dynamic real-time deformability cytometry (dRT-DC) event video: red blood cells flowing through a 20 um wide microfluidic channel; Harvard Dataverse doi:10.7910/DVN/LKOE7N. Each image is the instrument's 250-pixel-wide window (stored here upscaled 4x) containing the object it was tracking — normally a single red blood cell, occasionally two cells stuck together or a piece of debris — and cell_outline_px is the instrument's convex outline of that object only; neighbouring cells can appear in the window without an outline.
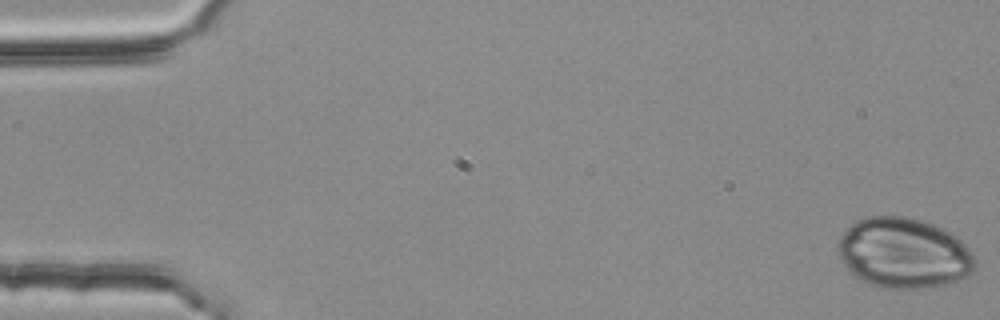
{"species": "common noctule bat (a hibernating species)", "species_latin": "Nyctalus noctula", "temperature_condition": "room temperature", "stored_images_in_passage": 53, "camera_frame_rate_fps": 3000, "um_per_image_px": 0.085, "animal": {"sex": "female", "body_mass_g": 25.1}, "frame": {"image": 1, "passage_image": 1, "time_ms": 0.0, "image_size_px": [1000, 320], "cell_outline_px": [[976, 268], [972, 272], [956, 280], [944, 284], [924, 288], [880, 288], [868, 284], [856, 276], [844, 264], [836, 252], [836, 244], [840, 236], [856, 220], [864, 216], [908, 216], [924, 220], [944, 228], [956, 236], [972, 252], [976, 260]], "centroid_in_image_um": [76.8, 21.49], "position_along_channel_um": 8.2, "area_um2": 56.59}}
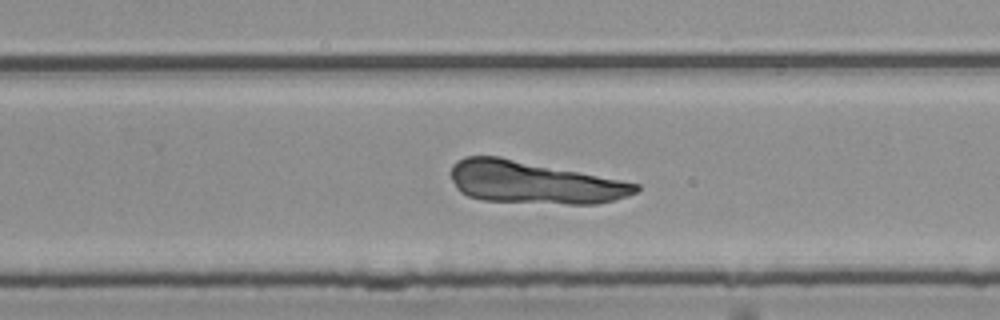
{"frame": {"image": 2, "passage_image": 35, "time_ms": 11.333, "image_size_px": [1000, 320], "cell_outline_px": [[640, 188], [636, 192], [628, 196], [596, 204], [568, 204], [484, 200], [468, 196], [460, 192], [456, 188], [448, 172], [452, 164], [456, 160], [464, 156], [500, 156], [640, 184]], "centroid_in_image_um": [45.31, 15.5], "position_along_channel_um": 284.5, "area_um2": 45.6}}
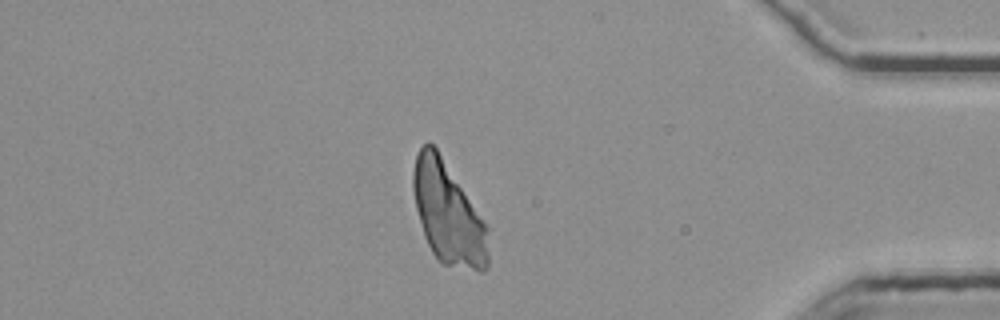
{"frame": {"image": 3, "passage_image": 47, "time_ms": 15.333, "image_size_px": [1000, 320], "cell_outline_px": [[488, 268], [484, 272], [480, 272], [444, 264], [436, 260], [424, 236], [416, 208], [412, 188], [412, 172], [416, 152], [428, 140], [436, 148], [488, 224]], "centroid_in_image_um": [38.09, 18.15], "position_along_channel_um": 397.1, "area_um2": 45.03}}